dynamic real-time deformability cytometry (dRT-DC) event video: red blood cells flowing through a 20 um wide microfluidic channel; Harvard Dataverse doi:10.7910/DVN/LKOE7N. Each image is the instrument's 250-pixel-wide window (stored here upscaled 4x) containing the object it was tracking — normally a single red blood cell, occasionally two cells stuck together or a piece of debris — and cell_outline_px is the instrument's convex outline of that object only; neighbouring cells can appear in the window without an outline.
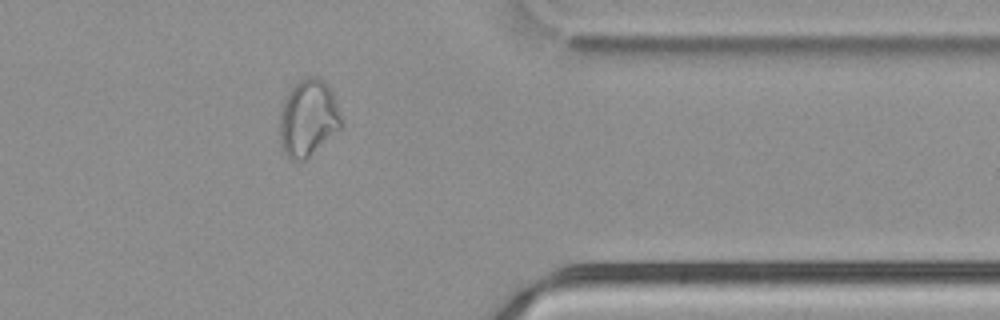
{"species": "common noctule bat (a hibernating species)", "species_latin": "Nyctalus noctula", "temperature_condition": "cold", "stored_images_in_passage": 32, "camera_frame_rate_fps": 3000, "um_per_image_px": 0.085, "animal": {"sex": "male", "body_mass_g": 21.5, "forearm_length_mm": 52.0}, "frame": {"image": 1, "passage_image": 28, "time_ms": 9.0, "image_size_px": [1000, 320], "cell_outline_px": [[344, 124], [340, 128], [304, 160], [292, 160], [284, 152], [280, 144], [280, 108], [288, 92], [304, 76], [316, 76], [324, 80], [332, 92], [336, 100], [344, 120]], "centroid_in_image_um": [26.2, 10.0], "position_along_channel_um": 385.2, "area_um2": 27.57}}